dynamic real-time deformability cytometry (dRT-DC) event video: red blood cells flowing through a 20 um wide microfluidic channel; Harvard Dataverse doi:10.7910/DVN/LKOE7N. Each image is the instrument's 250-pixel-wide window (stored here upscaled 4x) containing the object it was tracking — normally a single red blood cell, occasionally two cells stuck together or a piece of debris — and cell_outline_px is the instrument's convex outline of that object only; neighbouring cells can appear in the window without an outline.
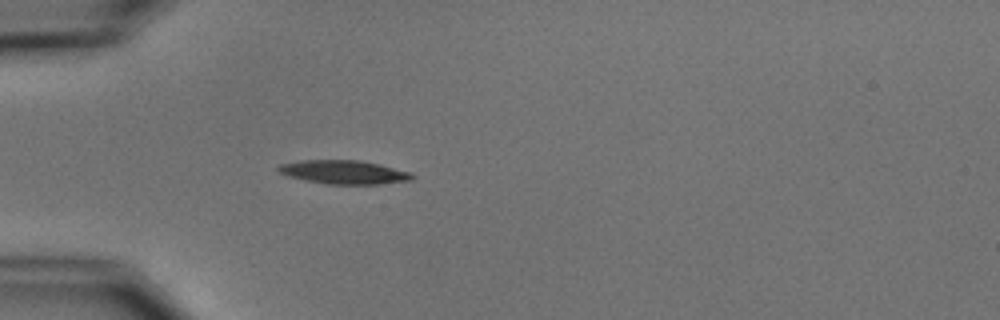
{"species": "common noctule bat (a hibernating species)", "species_latin": "Nyctalus noctula", "temperature_condition": "cold", "stored_images_in_passage": 5, "camera_frame_rate_fps": 3000, "um_per_image_px": 0.085, "animal": {"sex": "male", "body_mass_g": 15.6}, "frame": {"image": 1, "passage_image": 5, "time_ms": 5.333, "image_size_px": [1000, 320], "cell_outline_px": [[416, 176], [412, 180], [380, 184], [328, 184], [304, 180], [288, 176], [280, 172], [276, 168], [280, 164], [300, 160], [360, 160], [380, 164], [412, 172]], "centroid_in_image_um": [29.27, 14.63], "position_along_channel_um": 55.7, "area_um2": 18.61}}